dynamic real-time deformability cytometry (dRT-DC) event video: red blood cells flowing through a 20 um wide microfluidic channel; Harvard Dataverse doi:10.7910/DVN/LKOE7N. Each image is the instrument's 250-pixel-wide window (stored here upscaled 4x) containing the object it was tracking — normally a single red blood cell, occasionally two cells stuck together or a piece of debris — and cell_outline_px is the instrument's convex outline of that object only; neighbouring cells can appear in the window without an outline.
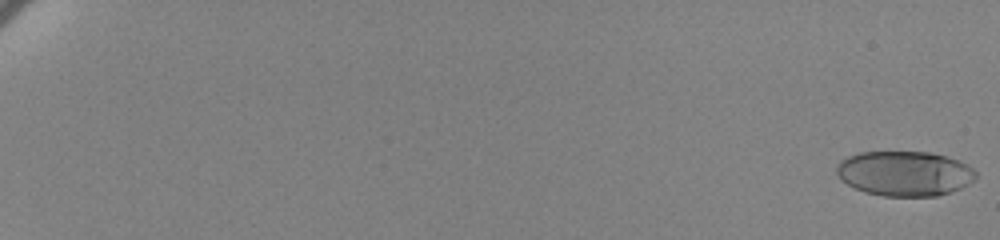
{"species": "human", "species_latin": "Homo sapiens", "temperature_condition": "cold", "stored_images_in_passage": 63, "camera_frame_rate_fps": 3000, "um_per_image_px": 0.085, "donor": {"sex": "female"}, "frame": {"image": 1, "passage_image": 1, "time_ms": 0.0, "image_size_px": [1000, 240], "cell_outline_px": [[976, 180], [952, 192], [936, 196], [884, 196], [864, 192], [840, 180], [836, 172], [836, 164], [840, 160], [848, 156], [860, 152], [928, 152], [948, 156], [968, 164], [976, 172]], "centroid_in_image_um": [76.9, 14.74], "position_along_channel_um": 8.1, "area_um2": 36.76}}
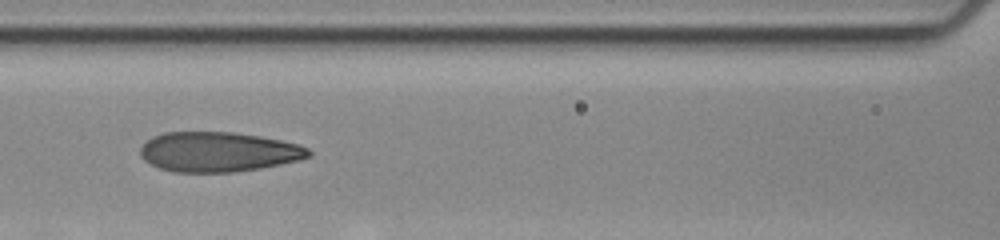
{"frame": {"image": 2, "passage_image": 33, "time_ms": 10.667, "image_size_px": [1000, 240], "cell_outline_px": [[312, 156], [300, 160], [260, 168], [236, 172], [172, 172], [160, 168], [144, 160], [140, 156], [140, 148], [152, 136], [164, 132], [232, 132], [260, 136], [280, 140], [296, 144], [308, 148], [312, 152]], "centroid_in_image_um": [18.56, 12.91], "position_along_channel_um": 148.0, "area_um2": 39.13}}
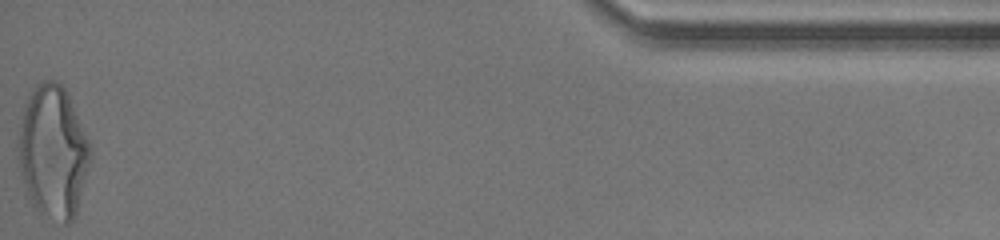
{"frame": {"image": 3, "passage_image": 63, "time_ms": 20.667, "image_size_px": [1000, 240], "cell_outline_px": [[92, 156], [76, 212], [72, 220], [68, 224], [64, 224], [40, 212], [32, 204], [24, 184], [20, 172], [16, 156], [16, 140], [24, 108], [28, 96], [32, 88], [36, 84], [44, 80], [56, 80], [64, 88], [68, 96], [88, 140], [92, 152]], "centroid_in_image_um": [4.47, 12.9], "position_along_channel_um": 430.7, "area_um2": 55.6}, "authors_computed_cell_mechanics": {"area_um2": 38.437, "velocity_mm_per_s": 3.4575, "shape_relaxation_time_tau1_ms": 5.8996, "shape_relaxation_time_tau2_ms": 1.2494, "deformation_change_tau1": 0.209, "deformation_change_tau2": 0.0851}}